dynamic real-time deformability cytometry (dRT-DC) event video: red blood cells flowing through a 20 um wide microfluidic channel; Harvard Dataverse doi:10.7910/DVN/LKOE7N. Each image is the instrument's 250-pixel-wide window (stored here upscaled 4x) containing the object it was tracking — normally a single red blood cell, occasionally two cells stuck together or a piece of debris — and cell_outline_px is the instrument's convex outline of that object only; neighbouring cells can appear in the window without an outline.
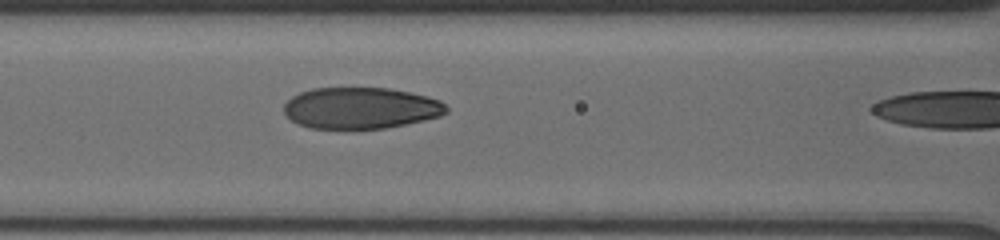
{"species": "human", "species_latin": "Homo sapiens", "temperature_condition": "cold", "stored_images_in_passage": 10, "camera_frame_rate_fps": 3000, "um_per_image_px": 0.085, "donor": {"sex": "male"}, "frame": {"image": 1, "passage_image": 9, "time_ms": 3.333, "image_size_px": [1000, 240], "cell_outline_px": [[448, 112], [440, 116], [424, 120], [384, 128], [308, 128], [296, 124], [284, 116], [284, 104], [292, 96], [300, 92], [312, 88], [388, 88], [428, 96], [440, 100], [448, 108]], "centroid_in_image_um": [30.62, 9.18], "position_along_channel_um": 136.0, "area_um2": 39.25}}